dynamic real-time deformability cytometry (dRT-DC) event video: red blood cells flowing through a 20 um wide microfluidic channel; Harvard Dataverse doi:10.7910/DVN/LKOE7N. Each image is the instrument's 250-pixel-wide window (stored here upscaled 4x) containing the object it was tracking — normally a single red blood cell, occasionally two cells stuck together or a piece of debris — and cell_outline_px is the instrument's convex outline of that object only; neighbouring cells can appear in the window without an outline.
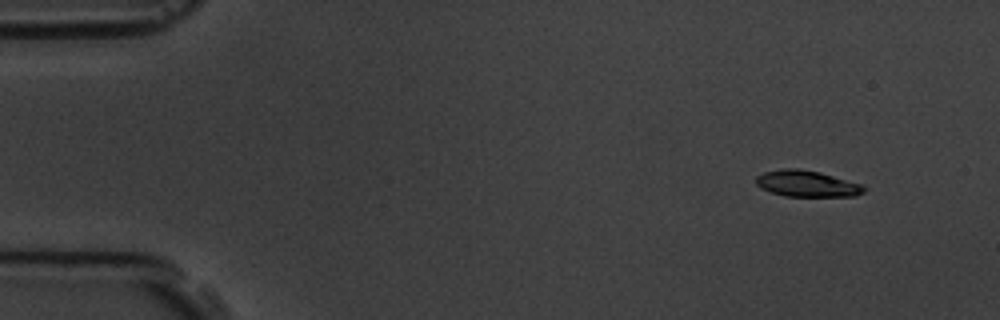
{"species": "common noctule bat (a hibernating species)", "species_latin": "Nyctalus noctula", "temperature_condition": "room temperature", "stored_images_in_passage": 5, "segment_of_instrument_passage": [2, 2], "camera_frame_rate_fps": 3000, "um_per_image_px": 0.085, "animal": {"sex": "male", "body_mass_g": 19.5, "forearm_length_mm": 54.6}, "frame": {"image": 1, "passage_image": 5, "time_ms": 5.333, "image_size_px": [1000, 320], "cell_outline_px": [[868, 188], [864, 192], [856, 196], [784, 196], [760, 188], [756, 184], [756, 176], [764, 172], [784, 168], [800, 168], [820, 172], [864, 184]], "centroid_in_image_um": [68.63, 15.6], "position_along_channel_um": 16.4, "area_um2": 16.76}}